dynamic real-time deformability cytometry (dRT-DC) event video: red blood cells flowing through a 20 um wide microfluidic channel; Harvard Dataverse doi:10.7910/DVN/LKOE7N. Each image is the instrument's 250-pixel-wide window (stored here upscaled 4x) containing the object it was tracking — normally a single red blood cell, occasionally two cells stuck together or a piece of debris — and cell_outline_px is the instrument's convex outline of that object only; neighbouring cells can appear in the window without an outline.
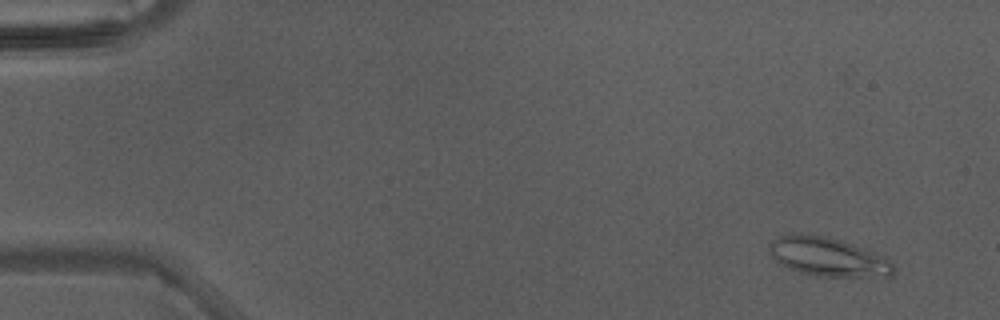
{"species": "Egyptian fruit bat (a non-hibernating species)", "species_latin": "Rousettus aegyptiacus", "temperature_condition": "warm", "stored_images_in_passage": 4, "camera_frame_rate_fps": 3000, "um_per_image_px": 0.085, "animal": {"sex": "male"}, "frame": {"image": 1, "passage_image": 1, "time_ms": 0.0, "image_size_px": [1000, 320], "cell_outline_px": [[896, 268], [892, 276], [816, 276], [800, 272], [788, 268], [780, 264], [768, 252], [768, 248], [772, 240], [780, 236], [824, 236], [840, 240], [876, 252], [884, 256]], "centroid_in_image_um": [70.41, 21.86], "position_along_channel_um": 14.6, "area_um2": 27.51}}